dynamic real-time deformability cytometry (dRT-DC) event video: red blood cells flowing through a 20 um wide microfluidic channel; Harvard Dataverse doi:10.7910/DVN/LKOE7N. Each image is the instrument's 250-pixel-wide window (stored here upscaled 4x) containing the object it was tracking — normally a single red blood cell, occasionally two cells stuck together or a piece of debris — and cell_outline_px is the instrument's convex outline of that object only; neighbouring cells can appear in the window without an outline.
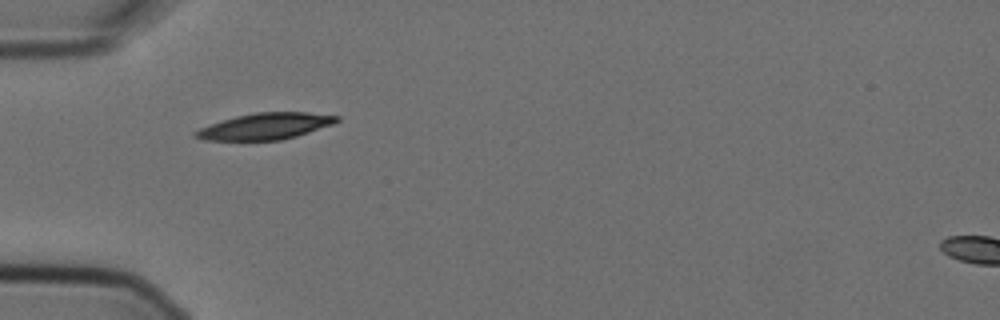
{"species": "Egyptian fruit bat (a non-hibernating species)", "species_latin": "Rousettus aegyptiacus", "temperature_condition": "cold", "stored_images_in_passage": 2, "camera_frame_rate_fps": 3000, "um_per_image_px": 0.085, "animal": {"sex": "female"}, "frame": {"image": 1, "passage_image": 1, "time_ms": 0.0, "image_size_px": [1000, 320], "cell_outline_px": [[340, 120], [332, 124], [296, 136], [280, 140], [204, 140], [192, 136], [192, 132], [200, 128], [236, 116], [256, 112], [308, 112], [340, 116]], "centroid_in_image_um": [22.55, 10.73], "position_along_channel_um": 62.5, "area_um2": 21.5}}
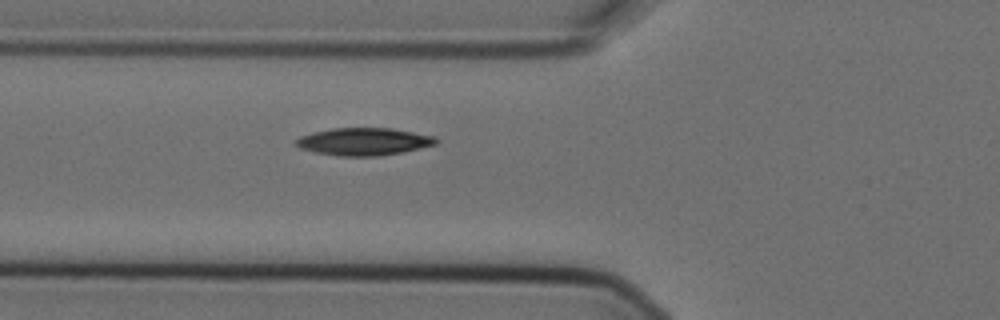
{"frame": {"image": 2, "passage_image": 2, "time_ms": 0.333, "image_size_px": [1000, 320], "cell_outline_px": [[440, 140], [436, 144], [404, 152], [376, 156], [340, 156], [316, 152], [300, 148], [296, 144], [296, 140], [300, 136], [312, 132], [332, 128], [392, 128], [436, 136]], "centroid_in_image_um": [30.96, 12.03], "position_along_channel_um": 94.8, "area_um2": 22.48}}